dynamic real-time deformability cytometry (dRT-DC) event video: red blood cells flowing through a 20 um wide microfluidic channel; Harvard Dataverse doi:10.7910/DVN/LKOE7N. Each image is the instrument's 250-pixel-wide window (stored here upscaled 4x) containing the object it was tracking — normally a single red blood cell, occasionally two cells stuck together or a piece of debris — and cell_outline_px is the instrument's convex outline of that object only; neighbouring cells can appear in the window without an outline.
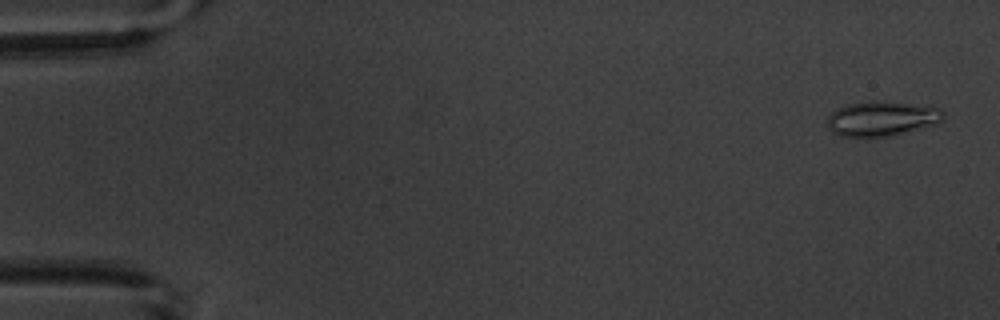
{"species": "common noctule bat (a hibernating species)", "species_latin": "Nyctalus noctula", "temperature_condition": "warm", "stored_images_in_passage": 5, "camera_frame_rate_fps": 3000, "um_per_image_px": 0.085, "animal": {"sex": "male", "body_mass_g": 20.1, "forearm_length_mm": 53.5}, "frame": {"image": 1, "passage_image": 1, "time_ms": 0.0, "image_size_px": [1000, 320], "cell_outline_px": [[944, 116], [936, 124], [892, 136], [840, 136], [832, 132], [828, 128], [828, 116], [836, 108], [848, 104], [868, 100], [888, 100], [940, 108], [944, 112]], "centroid_in_image_um": [74.94, 10.06], "position_along_channel_um": 10.1, "area_um2": 23.76}}
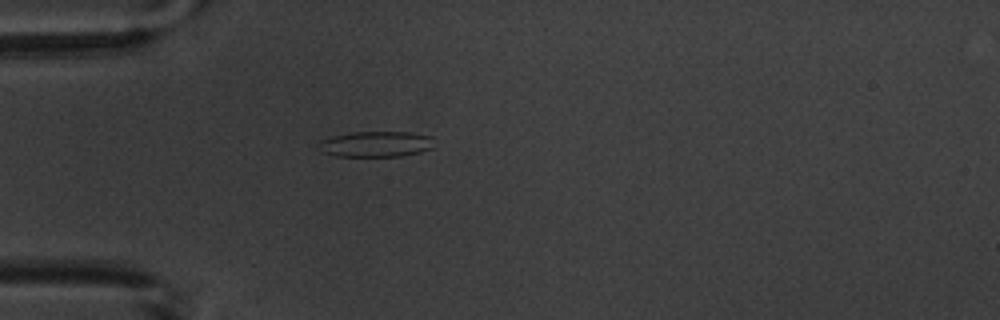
{"frame": {"image": 2, "passage_image": 5, "time_ms": 4.667, "image_size_px": [1000, 320], "cell_outline_px": [[432, 148], [420, 152], [400, 156], [336, 156], [320, 152], [316, 148], [316, 144], [320, 140], [332, 136], [352, 132], [408, 132], [432, 136]], "centroid_in_image_um": [31.87, 12.25], "position_along_channel_um": 53.1, "area_um2": 17.46}}